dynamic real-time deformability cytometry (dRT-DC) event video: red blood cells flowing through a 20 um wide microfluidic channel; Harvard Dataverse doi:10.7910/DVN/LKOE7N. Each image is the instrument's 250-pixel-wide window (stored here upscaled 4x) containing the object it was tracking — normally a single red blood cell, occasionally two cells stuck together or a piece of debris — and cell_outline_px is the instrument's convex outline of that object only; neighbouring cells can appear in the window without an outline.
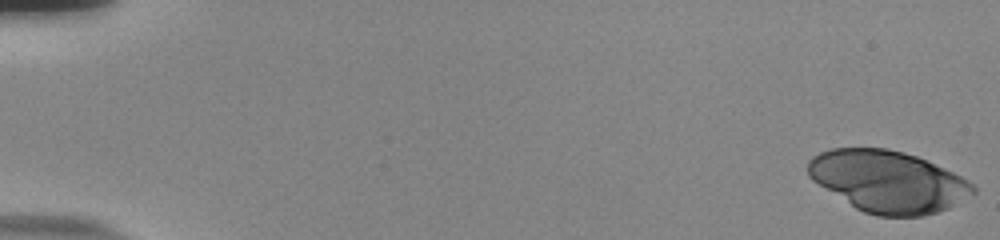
{"species": "human", "species_latin": "Homo sapiens", "temperature_condition": "room temperature", "stored_images_in_passage": 37, "camera_frame_rate_fps": 3000, "um_per_image_px": 0.085, "donor": {"sex": "male"}, "frame": {"image": 1, "passage_image": 1, "time_ms": 0.0, "image_size_px": [1000, 240], "cell_outline_px": [[976, 192], [948, 208], [924, 216], [876, 216], [864, 212], [856, 208], [812, 180], [808, 176], [808, 160], [812, 156], [820, 152], [832, 148], [888, 148], [904, 152], [916, 156], [944, 168], [968, 180], [976, 188]], "centroid_in_image_um": [75.47, 15.42], "position_along_channel_um": 9.5, "area_um2": 59.01}}
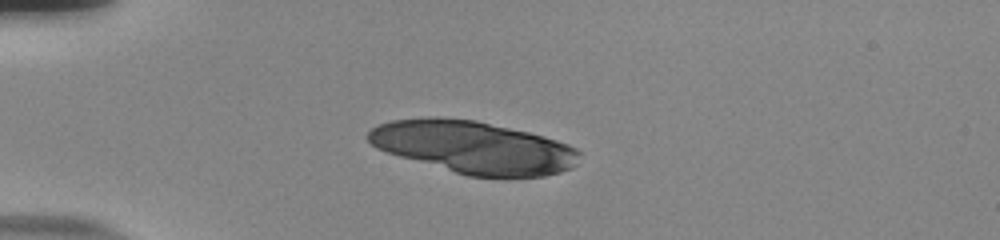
{"frame": {"image": 2, "passage_image": 15, "time_ms": 4.667, "image_size_px": [1000, 240], "cell_outline_px": [[580, 152], [576, 164], [572, 168], [560, 172], [544, 176], [468, 176], [400, 156], [376, 148], [364, 136], [372, 128], [380, 124], [392, 120], [428, 116], [436, 116], [476, 120], [528, 132], [544, 136], [568, 144], [576, 148]], "centroid_in_image_um": [40.23, 12.49], "position_along_channel_um": 44.8, "area_um2": 64.22}}
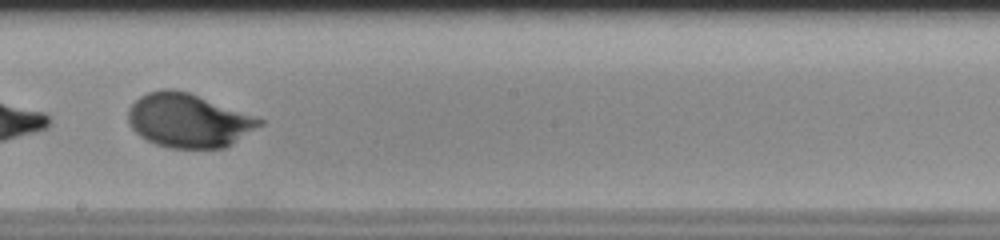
{"frame": {"image": 3, "passage_image": 33, "time_ms": 10.667, "image_size_px": [1000, 240], "cell_outline_px": [[264, 124], [232, 144], [224, 148], [168, 148], [156, 144], [140, 136], [128, 124], [128, 108], [140, 96], [148, 92], [160, 88], [168, 88], [188, 92], [264, 120]], "centroid_in_image_um": [15.99, 10.25], "position_along_channel_um": 232.2, "area_um2": 41.04}}